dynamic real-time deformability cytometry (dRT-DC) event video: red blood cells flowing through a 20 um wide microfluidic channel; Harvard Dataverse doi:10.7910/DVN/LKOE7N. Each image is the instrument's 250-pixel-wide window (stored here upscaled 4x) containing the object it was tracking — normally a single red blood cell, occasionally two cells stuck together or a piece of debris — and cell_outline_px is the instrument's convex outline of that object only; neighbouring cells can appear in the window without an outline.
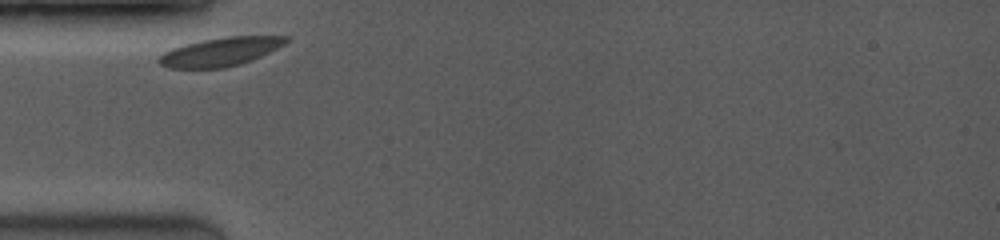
{"species": "common noctule bat (a hibernating species)", "species_latin": "Nyctalus noctula", "temperature_condition": "room temperature", "stored_images_in_passage": 21, "camera_frame_rate_fps": 3500, "um_per_image_px": 0.085, "animal": {"sex": "female", "body_mass_g": 19.0, "forearm_length_mm": 53.3}, "frame": {"image": 1, "passage_image": 1, "time_ms": 0.0, "image_size_px": [1000, 240], "cell_outline_px": [[292, 36], [284, 44], [252, 60], [240, 64], [224, 68], [168, 68], [160, 64], [156, 60], [164, 52], [172, 48], [184, 44], [224, 36]], "centroid_in_image_um": [18.71, 4.4], "position_along_channel_um": 66.3, "area_um2": 21.1}}
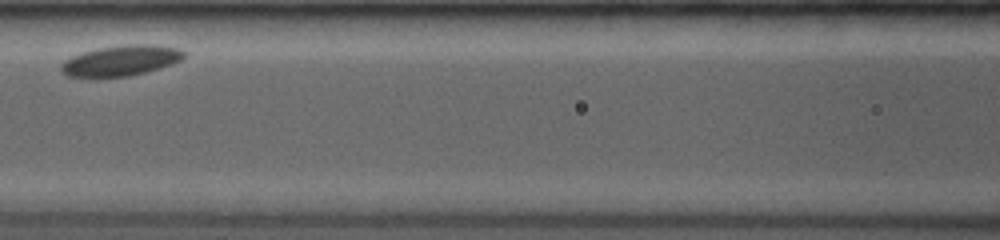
{"frame": {"image": 2, "passage_image": 7, "time_ms": 2.571, "image_size_px": [1000, 240], "cell_outline_px": [[184, 56], [180, 60], [172, 64], [144, 72], [128, 76], [68, 76], [60, 72], [60, 64], [64, 60], [72, 56], [96, 48], [124, 44], [156, 44], [180, 48], [184, 52]], "centroid_in_image_um": [10.27, 5.12], "position_along_channel_um": 156.3, "area_um2": 21.73}}
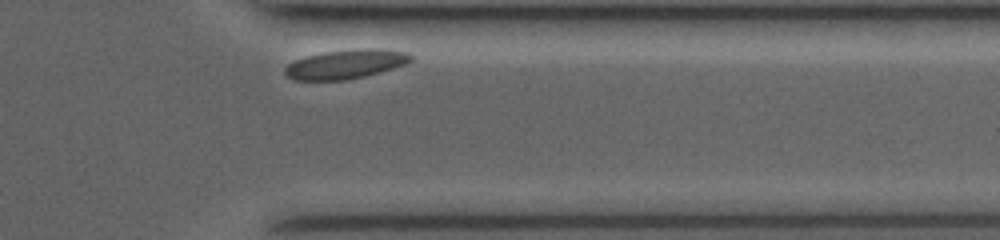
{"frame": {"image": 3, "passage_image": 20, "time_ms": 8.857, "image_size_px": [1000, 240], "cell_outline_px": [[412, 60], [408, 64], [380, 72], [348, 80], [292, 80], [284, 72], [284, 68], [288, 64], [304, 56], [324, 52], [356, 48], [380, 48], [408, 52], [412, 56]], "centroid_in_image_um": [29.41, 5.44], "position_along_channel_um": 382.0, "area_um2": 21.68}, "authors_computed_cell_mechanics": {"area_um2": 21.5594, "velocity_mm_per_s": 3.5436, "shape_relaxation_time_tau1_ms": 0.6415, "shape_relaxation_time_tau2_ms": null, "deformation_change_tau1": 0.0331, "deformation_change_tau2": null}}